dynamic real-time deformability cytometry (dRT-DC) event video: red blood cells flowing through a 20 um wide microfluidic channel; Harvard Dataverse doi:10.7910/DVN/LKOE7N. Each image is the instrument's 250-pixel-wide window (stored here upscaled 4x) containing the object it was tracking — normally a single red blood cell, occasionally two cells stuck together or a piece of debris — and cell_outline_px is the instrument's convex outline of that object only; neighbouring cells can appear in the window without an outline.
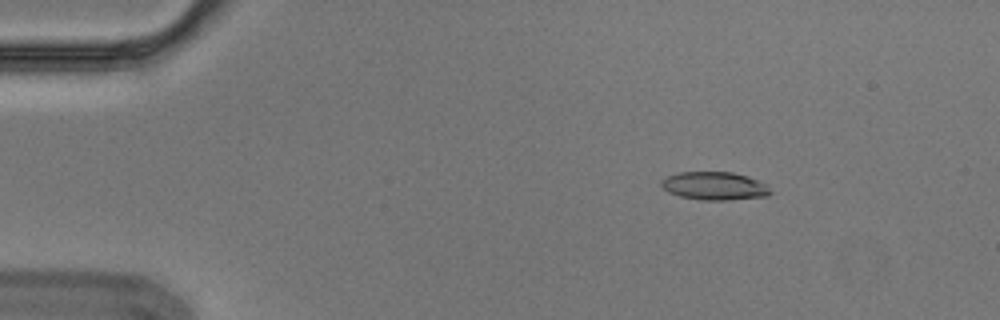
{"species": "Egyptian fruit bat (a non-hibernating species)", "species_latin": "Rousettus aegyptiacus", "temperature_condition": "cold", "stored_images_in_passage": 6, "camera_frame_rate_fps": 3000, "um_per_image_px": 0.085, "animal": {"sex": "male"}, "frame": {"image": 1, "passage_image": 2, "time_ms": 0.333, "image_size_px": [1000, 320], "cell_outline_px": [[772, 192], [768, 196], [728, 200], [700, 200], [680, 196], [668, 192], [660, 184], [660, 180], [676, 172], [732, 172], [748, 176], [764, 184]], "centroid_in_image_um": [60.7, 15.8], "position_along_channel_um": 24.3, "area_um2": 17.86}}
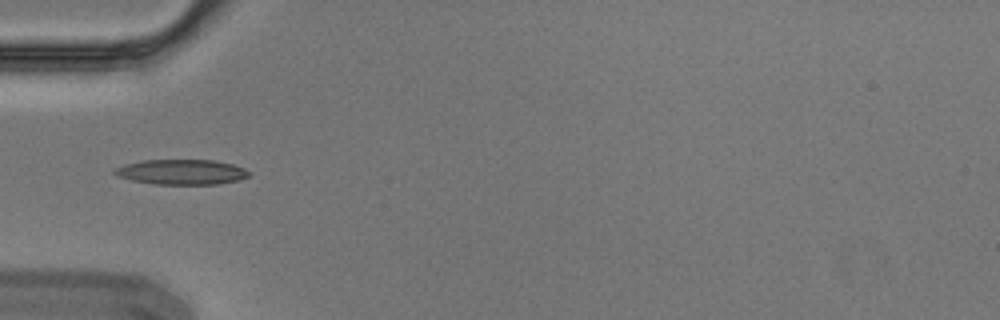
{"frame": {"image": 2, "passage_image": 5, "time_ms": 1.333, "image_size_px": [1000, 320], "cell_outline_px": [[252, 172], [248, 176], [236, 180], [216, 184], [152, 184], [132, 180], [116, 176], [112, 172], [116, 168], [124, 164], [144, 160], [212, 160], [232, 164], [244, 168]], "centroid_in_image_um": [15.4, 14.62], "position_along_channel_um": 69.6, "area_um2": 19.59}}